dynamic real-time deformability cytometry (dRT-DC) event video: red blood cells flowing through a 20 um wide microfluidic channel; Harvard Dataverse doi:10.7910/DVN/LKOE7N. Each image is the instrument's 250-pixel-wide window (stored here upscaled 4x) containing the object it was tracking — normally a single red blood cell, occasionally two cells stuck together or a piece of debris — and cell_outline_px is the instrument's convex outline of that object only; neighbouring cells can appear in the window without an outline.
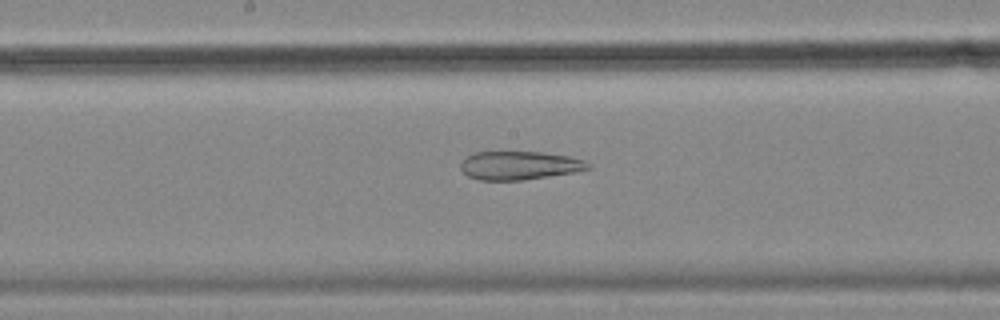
{"species": "common noctule bat (a hibernating species)", "species_latin": "Nyctalus noctula", "temperature_condition": "cold", "stored_images_in_passage": 45, "camera_frame_rate_fps": 3000, "um_per_image_px": 0.085, "animal": {"sex": "female", "body_mass_g": 18.4}, "frame": {"image": 1, "passage_image": 18, "time_ms": 5.667, "image_size_px": [1000, 320], "cell_outline_px": [[592, 168], [576, 172], [524, 180], [480, 180], [468, 176], [460, 168], [460, 164], [468, 156], [476, 152], [544, 152], [568, 156], [584, 160], [592, 164]], "centroid_in_image_um": [44.2, 14.07], "position_along_channel_um": 204.0, "area_um2": 21.21}}
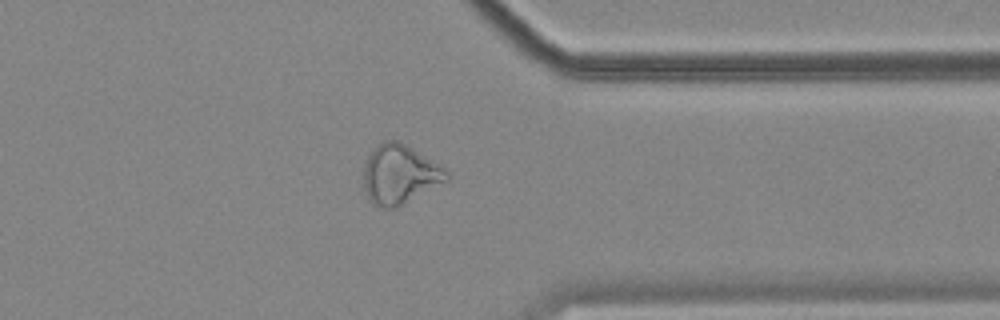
{"frame": {"image": 2, "passage_image": 33, "time_ms": 10.667, "image_size_px": [1000, 320], "cell_outline_px": [[452, 176], [448, 180], [396, 208], [380, 208], [372, 204], [368, 200], [364, 188], [364, 164], [372, 148], [384, 140], [400, 140], [432, 160], [448, 172]], "centroid_in_image_um": [33.94, 14.82], "position_along_channel_um": 377.5, "area_um2": 28.84}}
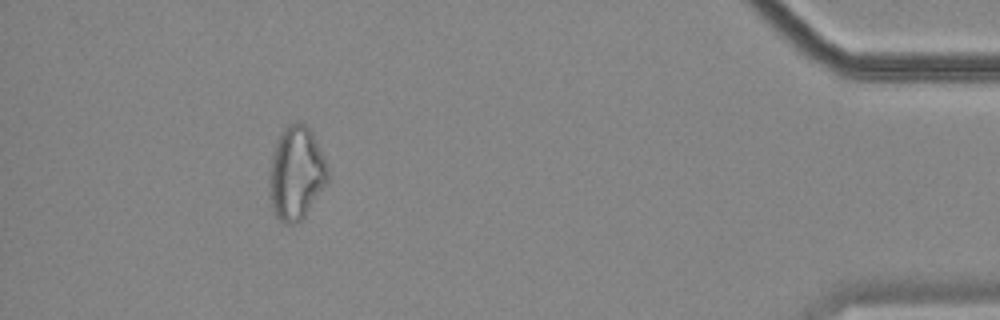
{"frame": {"image": 3, "passage_image": 40, "time_ms": 13.0, "image_size_px": [1000, 320], "cell_outline_px": [[328, 184], [304, 216], [300, 220], [292, 224], [288, 224], [280, 220], [276, 216], [268, 196], [268, 172], [272, 152], [276, 140], [284, 128], [288, 124], [300, 120], [312, 132], [324, 156], [328, 168]], "centroid_in_image_um": [25.16, 14.7], "position_along_channel_um": 410.0, "area_um2": 32.37}, "authors_computed_cell_mechanics": {"area_um2": 28.7844, "velocity_mm_per_s": 3.5818, "shape_relaxation_time_tau1_ms": null, "shape_relaxation_time_tau2_ms": 3.7884, "deformation_change_tau1": null, "deformation_change_tau2": 0.1486}}